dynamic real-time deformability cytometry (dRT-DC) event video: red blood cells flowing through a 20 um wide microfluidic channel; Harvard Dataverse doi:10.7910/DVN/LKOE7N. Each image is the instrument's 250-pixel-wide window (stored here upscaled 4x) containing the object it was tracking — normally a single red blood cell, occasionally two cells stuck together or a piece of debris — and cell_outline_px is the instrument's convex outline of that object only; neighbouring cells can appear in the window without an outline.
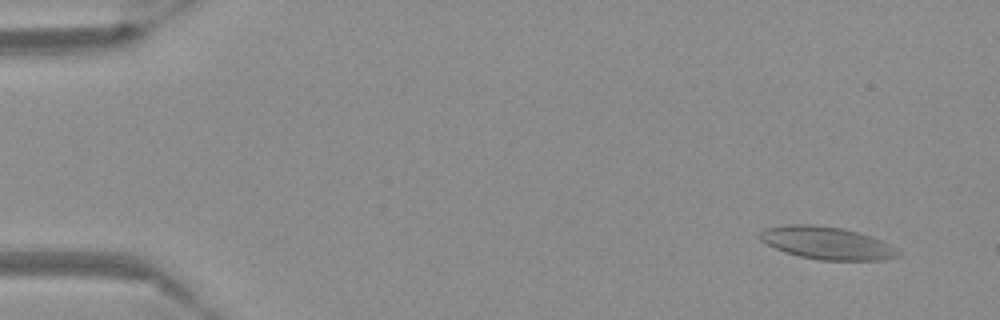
{"species": "Egyptian fruit bat (a non-hibernating species)", "species_latin": "Rousettus aegyptiacus", "temperature_condition": "warm", "stored_images_in_passage": 55, "camera_frame_rate_fps": 3000, "um_per_image_px": 0.085, "frame": {"image": 1, "passage_image": 2, "time_ms": 0.333, "image_size_px": [1000, 320], "cell_outline_px": [[900, 256], [884, 260], [820, 260], [800, 256], [784, 252], [760, 240], [760, 232], [764, 228], [792, 224], [808, 224], [844, 228], [872, 236], [896, 248], [900, 252]], "centroid_in_image_um": [70.3, 20.66], "position_along_channel_um": 14.7, "area_um2": 26.18}}
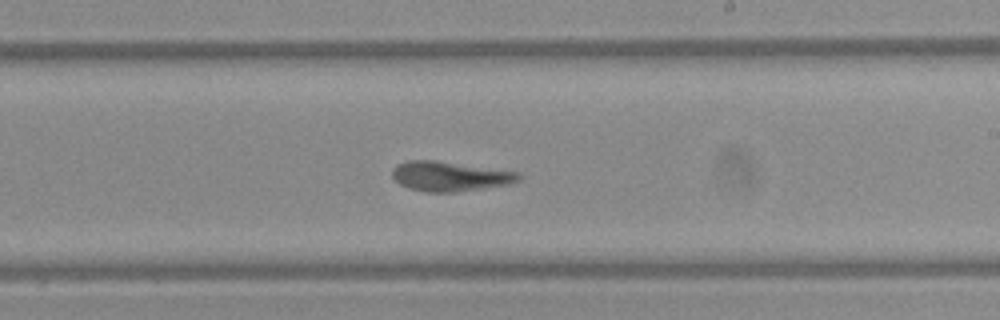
{"frame": {"image": 2, "passage_image": 32, "time_ms": 10.333, "image_size_px": [1000, 320], "cell_outline_px": [[524, 176], [520, 180], [508, 184], [484, 188], [456, 192], [428, 192], [408, 188], [400, 184], [392, 176], [392, 168], [396, 164], [408, 160], [436, 160], [520, 172]], "centroid_in_image_um": [38.25, 14.98], "position_along_channel_um": 250.7, "area_um2": 22.08}}
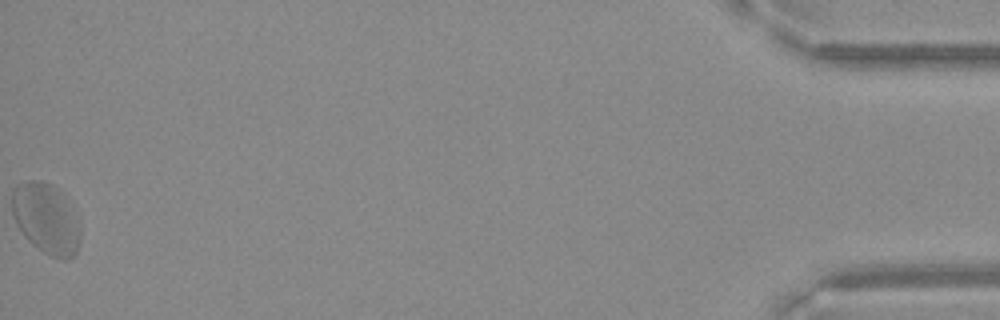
{"frame": {"image": 3, "passage_image": 55, "time_ms": 18.0, "image_size_px": [1000, 320], "cell_outline_px": [[80, 240], [76, 252], [68, 260], [60, 260], [44, 252], [32, 244], [28, 240], [20, 228], [12, 212], [12, 192], [24, 180], [40, 180], [52, 184], [56, 188], [80, 220]], "centroid_in_image_um": [3.94, 18.59], "position_along_channel_um": 431.3, "area_um2": 27.8}}